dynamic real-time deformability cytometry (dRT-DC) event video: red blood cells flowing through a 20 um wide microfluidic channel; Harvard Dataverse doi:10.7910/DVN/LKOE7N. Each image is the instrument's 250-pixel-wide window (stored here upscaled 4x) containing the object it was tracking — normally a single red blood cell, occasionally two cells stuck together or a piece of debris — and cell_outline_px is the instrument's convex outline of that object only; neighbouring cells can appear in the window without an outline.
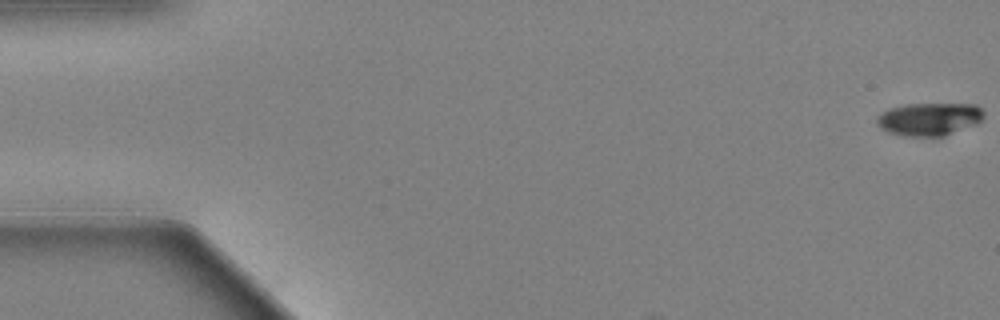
{"species": "Egyptian fruit bat (a non-hibernating species)", "species_latin": "Rousettus aegyptiacus", "temperature_condition": "warm", "stored_images_in_passage": 14, "camera_frame_rate_fps": 3000, "um_per_image_px": 0.085, "animal": {"sex": "female"}, "frame": {"image": 1, "passage_image": 1, "time_ms": 0.0, "image_size_px": [1000, 320], "cell_outline_px": [[984, 116], [976, 124], [944, 136], [900, 136], [888, 132], [880, 128], [876, 124], [876, 116], [892, 108], [908, 104], [976, 104], [984, 112]], "centroid_in_image_um": [78.97, 10.13], "position_along_channel_um": 6.0, "area_um2": 20.46}}